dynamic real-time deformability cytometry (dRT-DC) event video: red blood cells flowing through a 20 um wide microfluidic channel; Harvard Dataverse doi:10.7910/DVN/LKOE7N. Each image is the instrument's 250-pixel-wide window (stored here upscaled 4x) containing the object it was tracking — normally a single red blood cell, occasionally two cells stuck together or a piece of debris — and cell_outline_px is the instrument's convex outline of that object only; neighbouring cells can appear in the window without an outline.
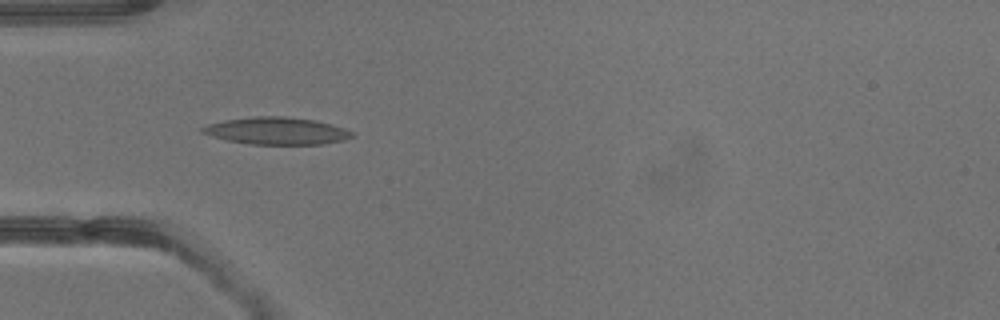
{"species": "common noctule bat (a hibernating species)", "species_latin": "Nyctalus noctula", "temperature_condition": "warm", "stored_images_in_passage": 3, "camera_frame_rate_fps": 3000, "um_per_image_px": 0.085, "animal": {"sex": "male", "body_mass_g": 13.3}, "frame": {"image": 1, "passage_image": 3, "time_ms": 3.333, "image_size_px": [1000, 320], "cell_outline_px": [[356, 136], [344, 140], [324, 144], [248, 144], [228, 140], [212, 136], [200, 132], [200, 128], [208, 124], [224, 120], [252, 116], [284, 116], [316, 120], [332, 124], [344, 128], [352, 132]], "centroid_in_image_um": [23.53, 11.12], "position_along_channel_um": 61.5, "area_um2": 23.87}}